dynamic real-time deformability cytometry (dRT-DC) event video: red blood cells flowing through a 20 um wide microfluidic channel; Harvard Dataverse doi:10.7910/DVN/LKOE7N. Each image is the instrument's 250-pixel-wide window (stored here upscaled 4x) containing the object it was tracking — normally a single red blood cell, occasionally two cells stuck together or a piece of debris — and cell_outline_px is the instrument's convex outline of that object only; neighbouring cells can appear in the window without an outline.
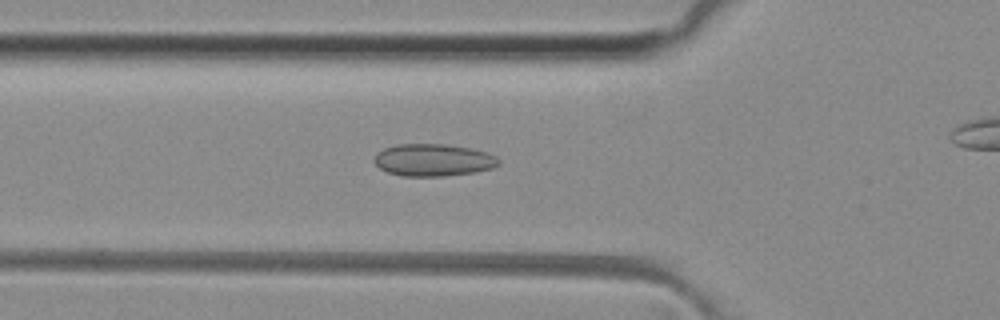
{"species": "common noctule bat (a hibernating species)", "species_latin": "Nyctalus noctula", "temperature_condition": "room temperature", "stored_images_in_passage": 31, "camera_frame_rate_fps": 3000, "um_per_image_px": 0.085, "animal": {"sex": "female", "body_mass_g": 29.2, "forearm_length_mm": 56.3}, "frame": {"image": 1, "passage_image": 3, "time_ms": 0.667, "image_size_px": [1000, 320], "cell_outline_px": [[500, 164], [492, 168], [476, 172], [444, 176], [404, 176], [388, 172], [380, 168], [376, 164], [376, 152], [384, 148], [400, 144], [444, 144], [468, 148], [488, 152], [496, 156], [500, 160]], "centroid_in_image_um": [36.87, 13.6], "position_along_channel_um": 88.9, "area_um2": 23.29}}
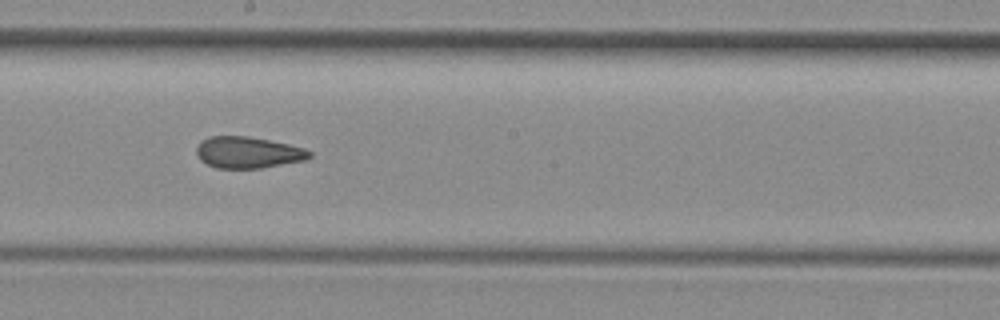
{"frame": {"image": 2, "passage_image": 13, "time_ms": 4.0, "image_size_px": [1000, 320], "cell_outline_px": [[312, 156], [304, 160], [260, 168], [216, 168], [200, 160], [196, 152], [196, 148], [204, 140], [212, 136], [248, 136], [288, 144], [304, 148], [312, 152]], "centroid_in_image_um": [21.09, 12.96], "position_along_channel_um": 227.1, "area_um2": 20.46}}
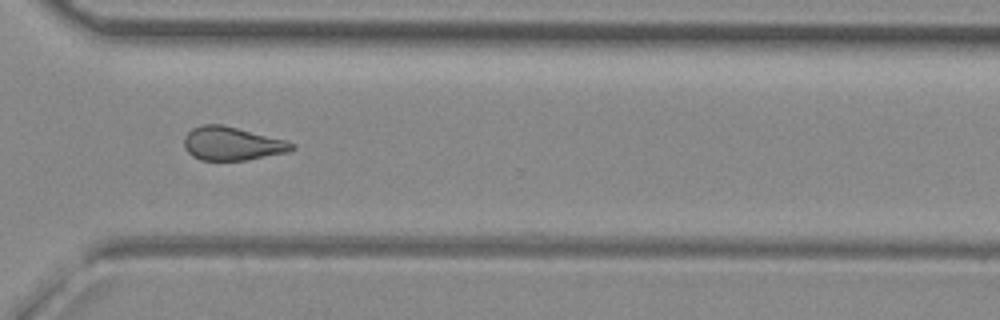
{"frame": {"image": 3, "passage_image": 22, "time_ms": 7.0, "image_size_px": [1000, 320], "cell_outline_px": [[296, 148], [288, 152], [244, 160], [200, 160], [192, 156], [184, 148], [184, 136], [192, 128], [204, 124], [224, 124], [284, 140], [296, 144]], "centroid_in_image_um": [19.7, 12.2], "position_along_channel_um": 350.9, "area_um2": 21.04}, "authors_computed_cell_mechanics": {"area_um2": 20.8658, "velocity_mm_per_s": 4.1249, "shape_relaxation_time_tau1_ms": null, "shape_relaxation_time_tau2_ms": 2.9283, "deformation_change_tau1": null, "deformation_change_tau2": 0.1051}}